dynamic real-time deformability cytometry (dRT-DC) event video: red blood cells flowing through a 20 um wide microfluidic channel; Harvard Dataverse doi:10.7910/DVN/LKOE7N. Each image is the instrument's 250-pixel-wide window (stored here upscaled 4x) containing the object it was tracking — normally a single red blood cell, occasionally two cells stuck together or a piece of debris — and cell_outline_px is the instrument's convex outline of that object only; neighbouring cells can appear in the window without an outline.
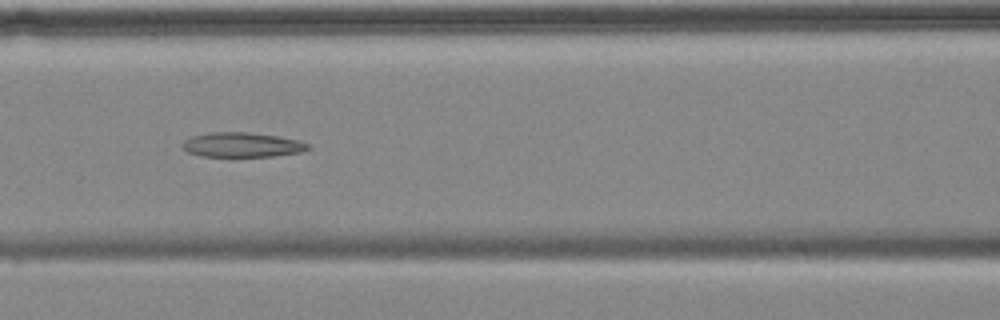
{"species": "common noctule bat (a hibernating species)", "species_latin": "Nyctalus noctula", "temperature_condition": "cold", "stored_images_in_passage": 7, "camera_frame_rate_fps": 3000, "um_per_image_px": 0.085, "animal": {"sex": "female", "body_mass_g": 18.4}, "frame": {"image": 1, "passage_image": 5, "time_ms": 4.667, "image_size_px": [1000, 320], "cell_outline_px": [[312, 148], [300, 152], [272, 156], [200, 156], [188, 152], [180, 144], [184, 140], [192, 136], [208, 132], [244, 132], [280, 136], [300, 140], [312, 144]], "centroid_in_image_um": [20.61, 12.3], "position_along_channel_um": 146.0, "area_um2": 18.21}}
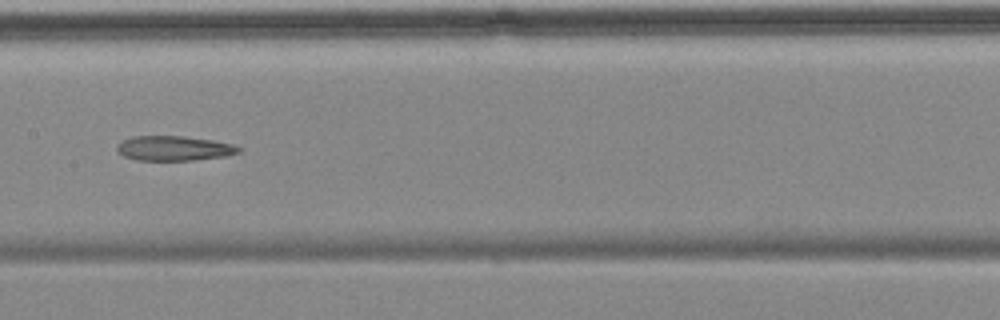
{"frame": {"image": 2, "passage_image": 6, "time_ms": 6.0, "image_size_px": [1000, 320], "cell_outline_px": [[240, 152], [224, 156], [196, 160], [140, 160], [124, 156], [116, 152], [116, 148], [124, 140], [132, 136], [184, 136], [212, 140], [236, 144], [240, 148]], "centroid_in_image_um": [14.81, 12.6], "position_along_channel_um": 192.6, "area_um2": 17.51}}
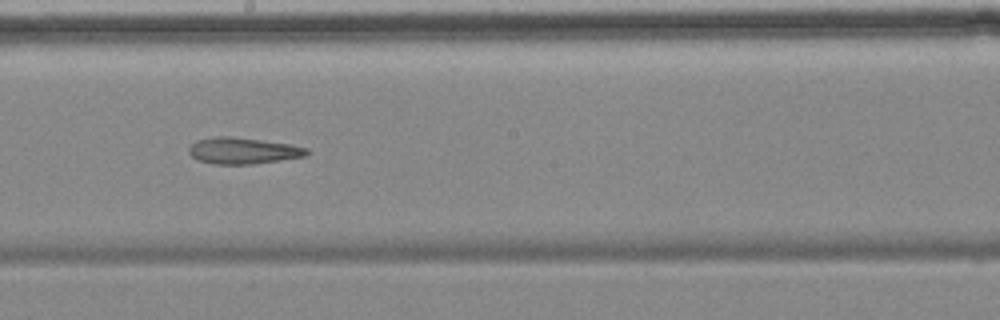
{"frame": {"image": 3, "passage_image": 7, "time_ms": 7.0, "image_size_px": [1000, 320], "cell_outline_px": [[308, 156], [252, 164], [212, 164], [196, 160], [188, 152], [188, 148], [196, 140], [216, 136], [232, 136], [288, 144], [308, 148]], "centroid_in_image_um": [20.62, 12.81], "position_along_channel_um": 227.6, "area_um2": 18.15}}